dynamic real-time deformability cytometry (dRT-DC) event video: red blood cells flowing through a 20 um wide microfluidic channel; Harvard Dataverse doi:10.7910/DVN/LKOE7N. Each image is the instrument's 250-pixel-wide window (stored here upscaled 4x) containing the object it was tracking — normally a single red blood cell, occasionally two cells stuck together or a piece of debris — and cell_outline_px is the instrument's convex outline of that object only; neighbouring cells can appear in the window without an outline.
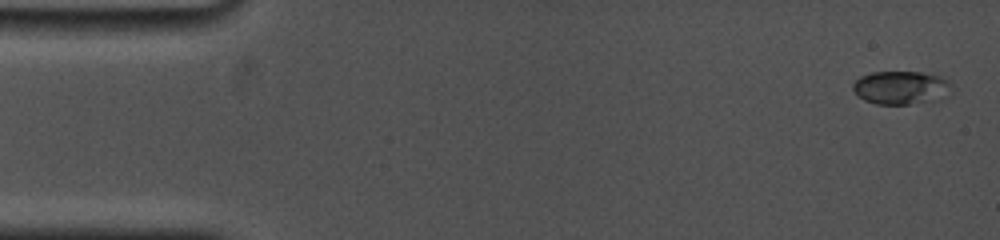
{"species": "common noctule bat (a hibernating species)", "species_latin": "Nyctalus noctula", "temperature_condition": "cold", "stored_images_in_passage": 21, "camera_frame_rate_fps": 5000, "um_per_image_px": 0.085, "animal": {"sex": "female", "body_mass_g": 19.0, "forearm_length_mm": 53.3}, "frame": {"image": 1, "passage_image": 1, "time_ms": 0.0, "image_size_px": [1000, 240], "cell_outline_px": [[948, 96], [940, 100], [908, 104], [876, 104], [864, 100], [852, 88], [852, 84], [860, 76], [872, 72], [920, 72], [940, 76], [948, 80]], "centroid_in_image_um": [76.57, 7.45], "position_along_channel_um": 8.4, "area_um2": 19.07}}
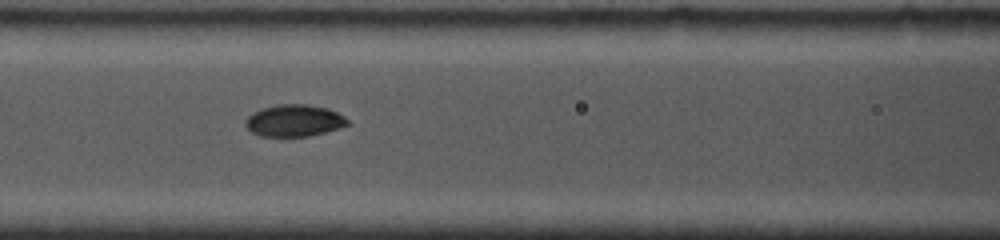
{"frame": {"image": 2, "passage_image": 15, "time_ms": 6.8, "image_size_px": [1000, 240], "cell_outline_px": [[352, 124], [340, 128], [308, 136], [260, 136], [252, 132], [244, 124], [244, 120], [252, 112], [276, 104], [304, 104], [328, 108], [344, 116]], "centroid_in_image_um": [25.01, 10.25], "position_along_channel_um": 141.6, "area_um2": 19.02}}
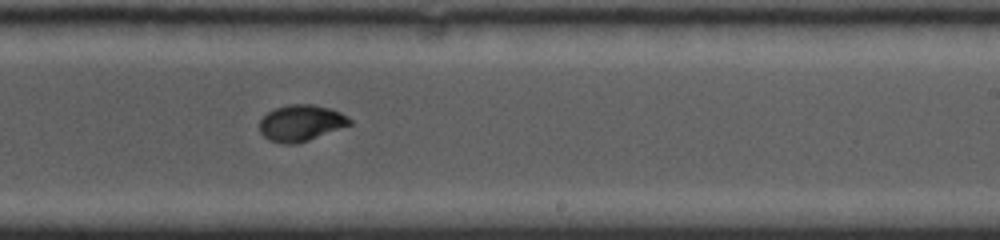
{"frame": {"image": 3, "passage_image": 21, "time_ms": 10.0, "image_size_px": [1000, 240], "cell_outline_px": [[352, 124], [308, 140], [296, 144], [284, 144], [268, 140], [260, 132], [260, 120], [268, 112], [276, 108], [288, 104], [312, 104], [328, 108], [340, 112], [348, 116], [352, 120]], "centroid_in_image_um": [25.58, 10.45], "position_along_channel_um": 263.4, "area_um2": 18.96}}